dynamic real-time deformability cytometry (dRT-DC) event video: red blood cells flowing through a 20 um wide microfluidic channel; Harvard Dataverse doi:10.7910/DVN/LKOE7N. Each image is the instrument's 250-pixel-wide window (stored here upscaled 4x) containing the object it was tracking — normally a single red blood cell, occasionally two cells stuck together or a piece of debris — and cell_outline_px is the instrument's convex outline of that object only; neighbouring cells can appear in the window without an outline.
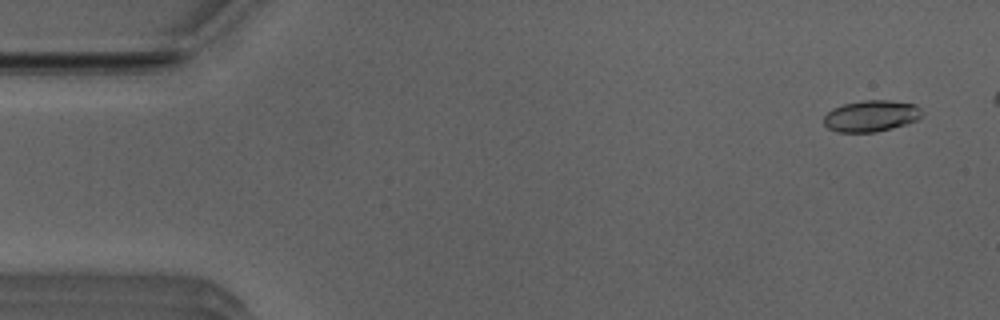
{"species": "Egyptian fruit bat (a non-hibernating species)", "species_latin": "Rousettus aegyptiacus", "temperature_condition": "room temperature", "stored_images_in_passage": 46, "camera_frame_rate_fps": 3000, "um_per_image_px": 0.085, "animal": {"sex": "male"}, "frame": {"image": 1, "passage_image": 3, "time_ms": 0.667, "image_size_px": [1000, 320], "cell_outline_px": [[924, 112], [916, 120], [892, 128], [876, 132], [836, 132], [828, 128], [824, 124], [824, 116], [832, 108], [844, 104], [864, 100], [888, 100], [916, 104]], "centroid_in_image_um": [74.04, 9.85], "position_along_channel_um": 11.0, "area_um2": 17.92}}
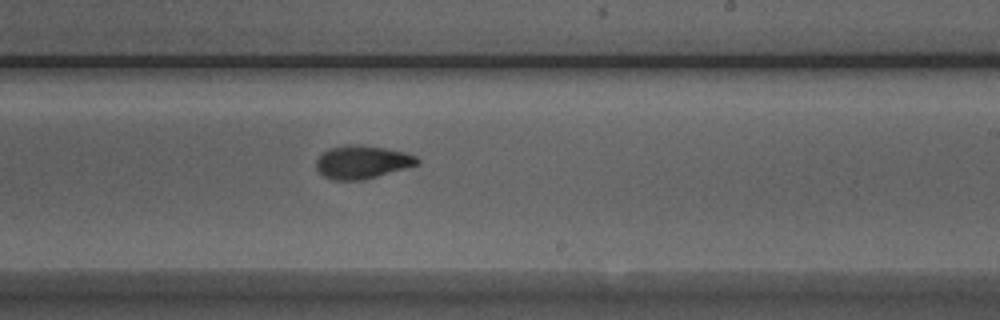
{"frame": {"image": 2, "passage_image": 31, "time_ms": 10.0, "image_size_px": [1000, 320], "cell_outline_px": [[420, 164], [364, 180], [332, 180], [324, 176], [316, 168], [316, 160], [328, 148], [348, 144], [356, 144], [384, 148], [404, 152], [416, 156], [420, 160]], "centroid_in_image_um": [30.79, 13.78], "position_along_channel_um": 258.2, "area_um2": 19.54}}
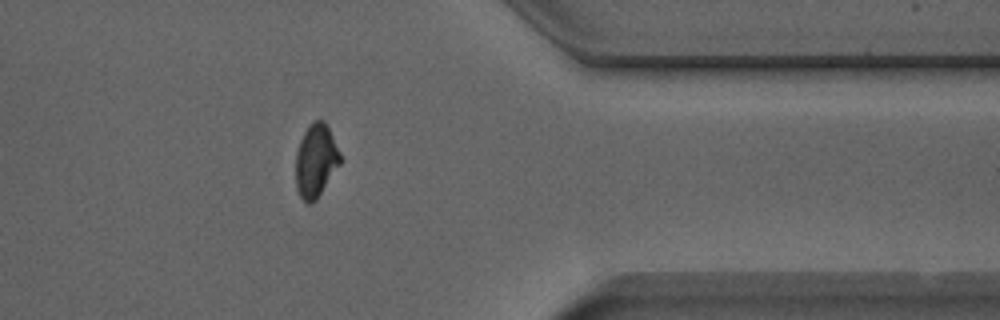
{"frame": {"image": 3, "passage_image": 42, "time_ms": 13.667, "image_size_px": [1000, 320], "cell_outline_px": [[340, 164], [316, 200], [312, 204], [308, 204], [300, 196], [296, 188], [296, 152], [300, 140], [304, 132], [312, 120], [324, 120], [340, 152]], "centroid_in_image_um": [26.83, 13.66], "position_along_channel_um": 384.6, "area_um2": 18.84}}